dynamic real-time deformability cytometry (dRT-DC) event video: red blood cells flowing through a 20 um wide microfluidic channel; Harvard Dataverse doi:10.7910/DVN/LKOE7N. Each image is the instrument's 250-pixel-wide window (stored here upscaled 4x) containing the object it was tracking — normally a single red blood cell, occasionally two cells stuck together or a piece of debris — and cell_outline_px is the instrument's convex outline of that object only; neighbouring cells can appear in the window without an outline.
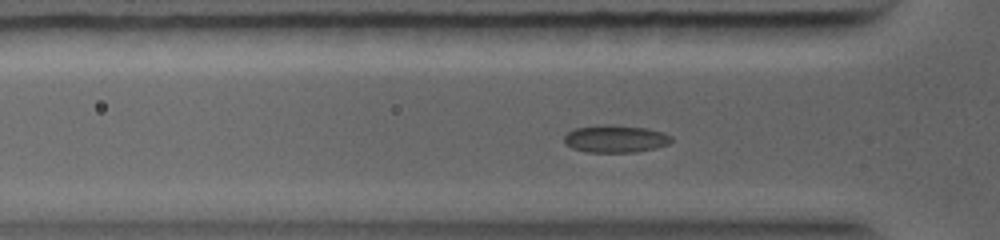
{"species": "common noctule bat (a hibernating species)", "species_latin": "Nyctalus noctula", "temperature_condition": "warm", "stored_images_in_passage": 53, "camera_frame_rate_fps": 5000, "um_per_image_px": 0.085, "animal": {"sex": "female", "body_mass_g": 19.0, "forearm_length_mm": 56.7}, "frame": {"image": 1, "passage_image": 15, "time_ms": 2.8, "image_size_px": [1000, 240], "cell_outline_px": [[672, 140], [668, 144], [656, 148], [636, 152], [588, 152], [572, 148], [564, 144], [564, 136], [568, 132], [576, 128], [604, 124], [612, 124], [648, 128], [664, 132], [672, 136]], "centroid_in_image_um": [52.33, 11.79], "position_along_channel_um": 73.5, "area_um2": 17.34}}
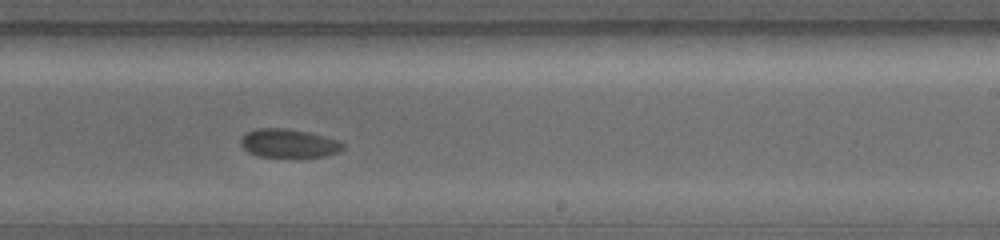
{"frame": {"image": 2, "passage_image": 34, "time_ms": 6.6, "image_size_px": [1000, 240], "cell_outline_px": [[344, 148], [340, 152], [324, 156], [260, 156], [248, 152], [240, 144], [240, 140], [248, 132], [256, 128], [288, 128], [308, 132], [340, 140], [344, 144]], "centroid_in_image_um": [24.57, 12.16], "position_along_channel_um": 264.4, "area_um2": 16.88}}
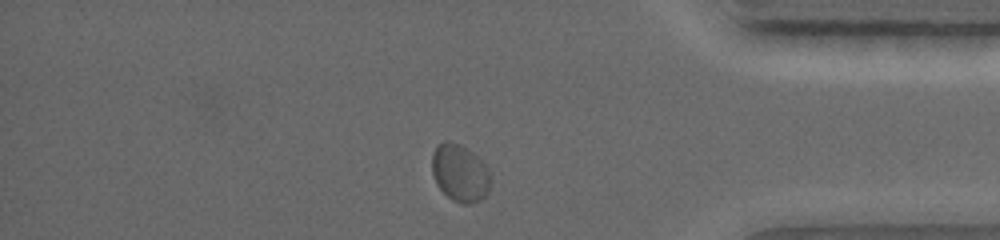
{"frame": {"image": 3, "passage_image": 49, "time_ms": 9.6, "image_size_px": [1000, 240], "cell_outline_px": [[488, 192], [480, 200], [472, 204], [464, 204], [452, 200], [436, 184], [432, 172], [432, 152], [436, 144], [444, 140], [452, 140], [460, 144], [472, 152], [488, 168]], "centroid_in_image_um": [39.04, 14.67], "position_along_channel_um": 396.2, "area_um2": 19.54}}